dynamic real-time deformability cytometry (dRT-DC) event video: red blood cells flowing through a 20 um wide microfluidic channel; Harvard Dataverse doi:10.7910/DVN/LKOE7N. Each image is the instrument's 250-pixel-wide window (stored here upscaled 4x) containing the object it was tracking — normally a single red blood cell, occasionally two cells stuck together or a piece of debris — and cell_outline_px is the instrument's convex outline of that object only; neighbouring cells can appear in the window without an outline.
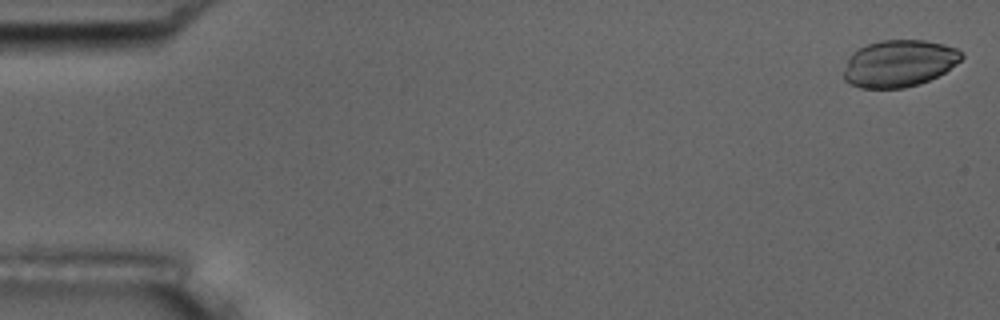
{"species": "common noctule bat (a hibernating species)", "species_latin": "Nyctalus noctula", "temperature_condition": "room temperature", "stored_images_in_passage": 5, "camera_frame_rate_fps": 3000, "um_per_image_px": 0.085, "animal": {"sex": "male", "body_mass_g": 17.5, "forearm_length_mm": 52.3}, "frame": {"image": 1, "passage_image": 1, "time_ms": 0.0, "image_size_px": [1000, 320], "cell_outline_px": [[964, 56], [956, 64], [944, 72], [920, 84], [904, 88], [860, 88], [844, 80], [844, 68], [848, 56], [852, 52], [868, 44], [880, 40], [924, 40], [944, 44], [956, 48]], "centroid_in_image_um": [76.4, 5.39], "position_along_channel_um": 8.6, "area_um2": 32.19}}